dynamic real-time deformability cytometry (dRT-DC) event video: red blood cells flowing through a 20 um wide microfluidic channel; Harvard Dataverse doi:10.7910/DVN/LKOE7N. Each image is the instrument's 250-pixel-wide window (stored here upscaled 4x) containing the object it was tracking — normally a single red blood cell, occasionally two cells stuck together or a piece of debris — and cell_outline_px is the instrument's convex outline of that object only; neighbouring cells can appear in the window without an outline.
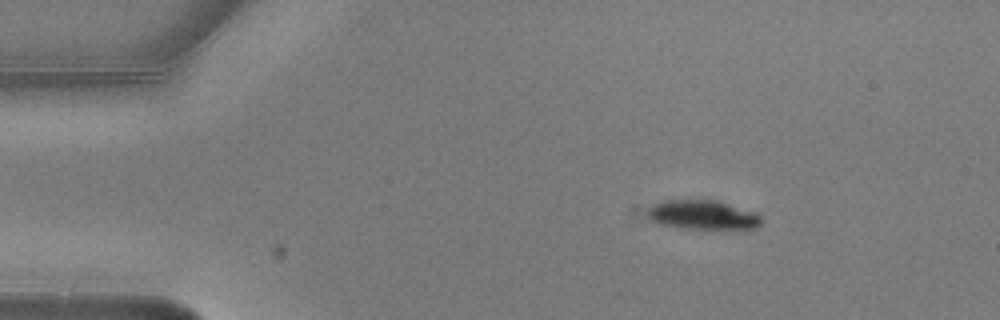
{"species": "common noctule bat (a hibernating species)", "species_latin": "Nyctalus noctula", "temperature_condition": "warm", "stored_images_in_passage": 5, "camera_frame_rate_fps": 3000, "um_per_image_px": 0.085, "animal": {"sex": "male", "body_mass_g": 20.5, "forearm_length_mm": 52.5}, "frame": {"image": 1, "passage_image": 3, "time_ms": 0.667, "image_size_px": [1000, 320], "cell_outline_px": [[760, 224], [756, 228], [676, 228], [660, 224], [652, 220], [648, 216], [648, 208], [652, 204], [664, 200], [716, 200], [756, 212], [760, 216]], "centroid_in_image_um": [59.69, 18.25], "position_along_channel_um": 25.3, "area_um2": 19.25}}